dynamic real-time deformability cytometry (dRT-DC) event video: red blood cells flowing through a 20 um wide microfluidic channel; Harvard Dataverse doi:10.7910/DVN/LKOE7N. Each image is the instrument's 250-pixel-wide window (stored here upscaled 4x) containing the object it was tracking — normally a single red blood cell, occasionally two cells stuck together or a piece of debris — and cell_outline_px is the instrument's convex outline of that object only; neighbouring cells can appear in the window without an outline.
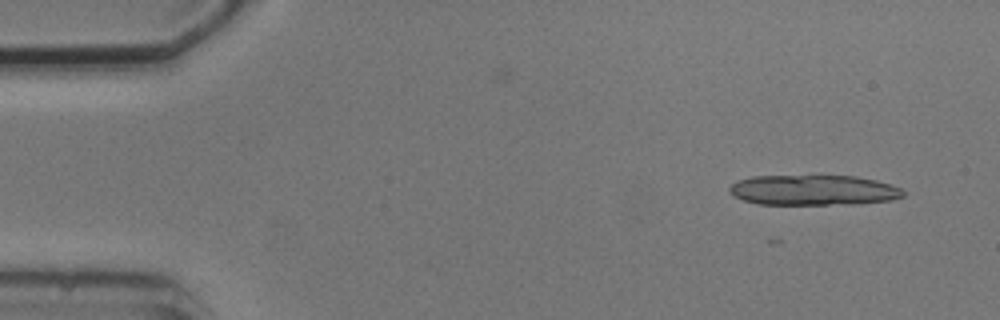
{"species": "common noctule bat (a hibernating species)", "species_latin": "Nyctalus noctula", "temperature_condition": "cold", "stored_images_in_passage": 2, "camera_frame_rate_fps": 3000, "um_per_image_px": 0.085, "animal": {"sex": "male", "body_mass_g": 20.5, "forearm_length_mm": 52.5}, "frame": {"image": 1, "passage_image": 2, "time_ms": 1.667, "image_size_px": [1000, 320], "cell_outline_px": [[904, 196], [892, 200], [860, 204], [756, 204], [732, 196], [728, 188], [736, 180], [752, 176], [856, 176], [876, 180], [900, 188], [904, 192]], "centroid_in_image_um": [69.12, 16.16], "position_along_channel_um": 15.9, "area_um2": 30.81}}